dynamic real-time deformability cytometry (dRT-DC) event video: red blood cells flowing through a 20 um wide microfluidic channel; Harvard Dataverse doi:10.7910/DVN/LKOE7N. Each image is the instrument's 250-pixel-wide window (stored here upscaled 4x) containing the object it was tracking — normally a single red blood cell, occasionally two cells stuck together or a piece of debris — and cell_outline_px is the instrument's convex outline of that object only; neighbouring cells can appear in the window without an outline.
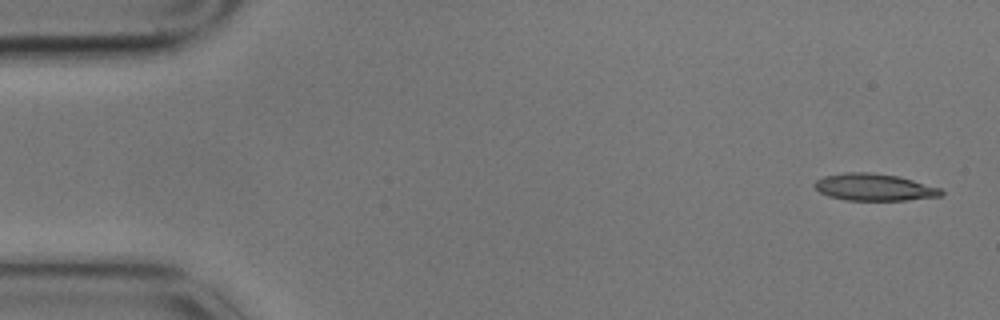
{"species": "common noctule bat (a hibernating species)", "species_latin": "Nyctalus noctula", "temperature_condition": "cold", "stored_images_in_passage": 9, "camera_frame_rate_fps": 3000, "um_per_image_px": 0.085, "animal": {"sex": "male", "body_mass_g": 17.9}, "frame": {"image": 1, "passage_image": 1, "time_ms": 0.0, "image_size_px": [1000, 320], "cell_outline_px": [[944, 192], [940, 196], [908, 200], [844, 200], [828, 196], [820, 192], [812, 184], [816, 180], [824, 176], [844, 172], [872, 172], [896, 176], [912, 180], [940, 188]], "centroid_in_image_um": [74.26, 15.91], "position_along_channel_um": 10.7, "area_um2": 19.88}}
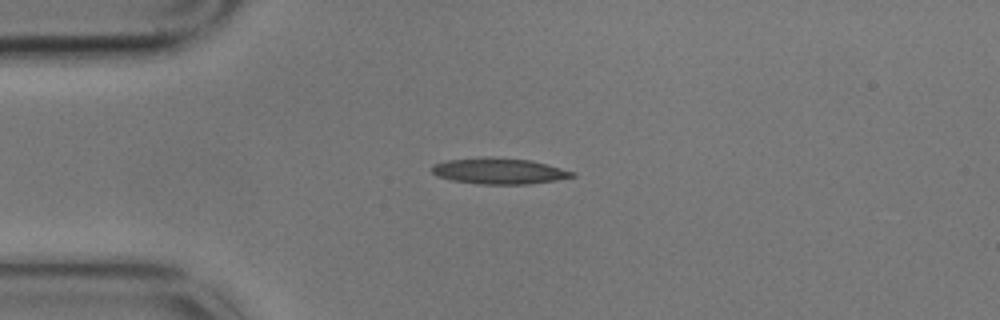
{"frame": {"image": 2, "passage_image": 4, "time_ms": 1.0, "image_size_px": [1000, 320], "cell_outline_px": [[576, 176], [556, 180], [528, 184], [476, 184], [452, 180], [436, 176], [432, 172], [432, 164], [444, 160], [532, 160], [576, 172]], "centroid_in_image_um": [42.46, 14.59], "position_along_channel_um": 42.5, "area_um2": 20.29}}
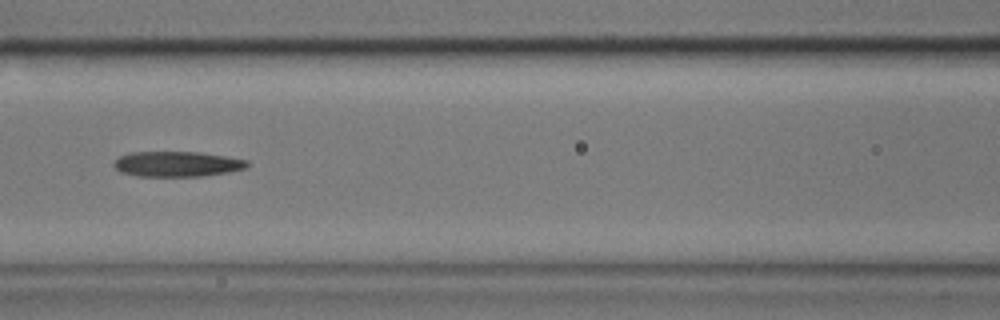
{"frame": {"image": 3, "passage_image": 7, "time_ms": 2.0, "image_size_px": [1000, 320], "cell_outline_px": [[248, 164], [244, 168], [228, 172], [204, 176], [136, 176], [120, 172], [112, 164], [120, 156], [128, 152], [200, 152], [248, 160]], "centroid_in_image_um": [15.02, 13.94], "position_along_channel_um": 151.6, "area_um2": 19.59}}